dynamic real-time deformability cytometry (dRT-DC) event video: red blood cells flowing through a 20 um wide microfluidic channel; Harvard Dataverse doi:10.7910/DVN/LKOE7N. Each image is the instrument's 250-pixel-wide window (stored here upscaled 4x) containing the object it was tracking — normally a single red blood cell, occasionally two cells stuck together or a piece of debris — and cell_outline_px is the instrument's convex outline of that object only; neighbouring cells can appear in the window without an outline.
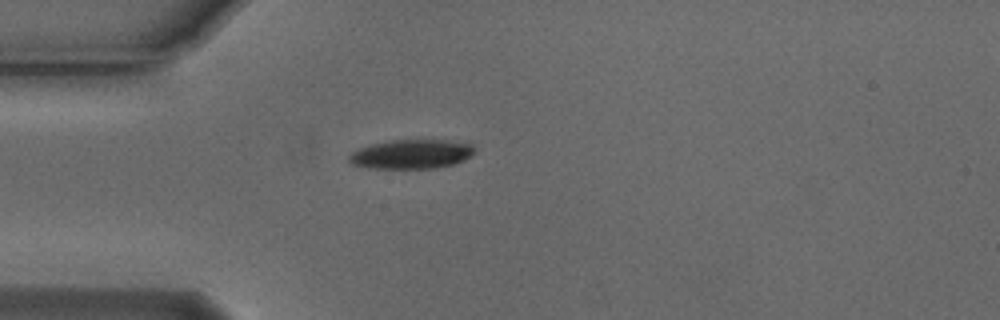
{"species": "Egyptian fruit bat (a non-hibernating species)", "species_latin": "Rousettus aegyptiacus", "temperature_condition": "cold", "stored_images_in_passage": 5, "camera_frame_rate_fps": 3000, "um_per_image_px": 0.085, "animal": {"sex": "male"}, "frame": {"image": 1, "passage_image": 5, "time_ms": 1.333, "image_size_px": [1000, 320], "cell_outline_px": [[476, 152], [464, 160], [452, 164], [432, 168], [376, 168], [352, 164], [348, 160], [348, 156], [352, 152], [360, 148], [372, 144], [392, 140], [448, 140], [472, 144], [476, 148]], "centroid_in_image_um": [35.01, 13.09], "position_along_channel_um": 50.0, "area_um2": 21.21}}